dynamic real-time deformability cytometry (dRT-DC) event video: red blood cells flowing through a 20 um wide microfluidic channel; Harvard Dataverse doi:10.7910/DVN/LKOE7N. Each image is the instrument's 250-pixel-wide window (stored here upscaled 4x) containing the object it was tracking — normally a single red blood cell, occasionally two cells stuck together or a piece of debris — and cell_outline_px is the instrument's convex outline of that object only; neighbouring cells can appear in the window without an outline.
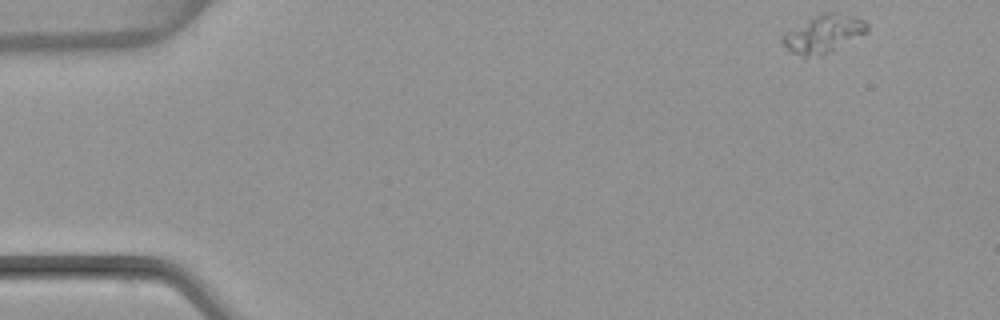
{"species": "common noctule bat (a hibernating species)", "species_latin": "Nyctalus noctula", "temperature_condition": "warm", "stored_images_in_passage": 49, "camera_frame_rate_fps": 3000, "um_per_image_px": 0.085, "animal": {"sex": "female", "body_mass_g": 22.7, "forearm_length_mm": 54.2}, "frame": {"image": 1, "passage_image": 1, "time_ms": 0.0, "image_size_px": [1000, 320], "cell_outline_px": [[868, 32], [836, 48], [824, 52], [808, 56], [804, 56], [788, 52], [780, 40], [784, 32], [820, 12], [836, 12], [856, 16], [864, 20], [868, 24]], "centroid_in_image_um": [69.97, 2.83], "position_along_channel_um": 15.0, "area_um2": 18.5}}
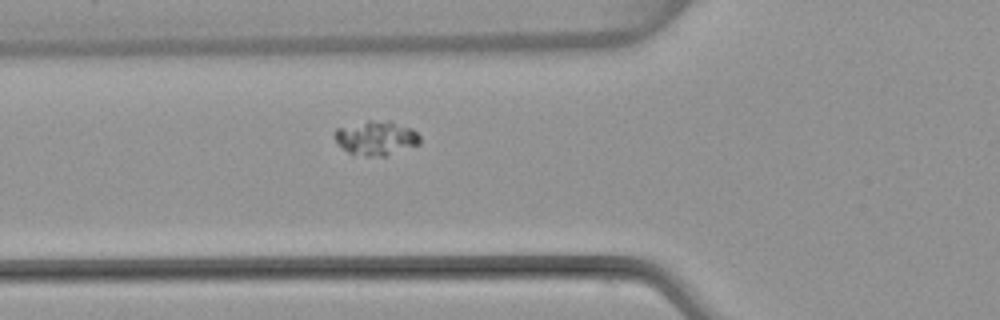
{"frame": {"image": 2, "passage_image": 16, "time_ms": 5.0, "image_size_px": [1000, 320], "cell_outline_px": [[420, 144], [384, 156], [352, 156], [336, 140], [336, 128], [368, 120], [388, 120], [412, 128], [420, 136]], "centroid_in_image_um": [31.99, 11.73], "position_along_channel_um": 93.8, "area_um2": 17.05}}
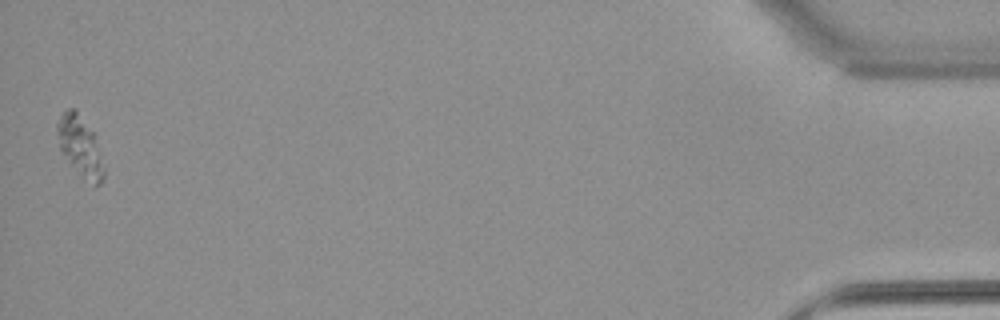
{"frame": {"image": 3, "passage_image": 49, "time_ms": 16.0, "image_size_px": [1000, 320], "cell_outline_px": [[104, 176], [100, 184], [96, 184], [72, 164], [60, 148], [56, 132], [56, 124], [60, 116], [68, 108], [76, 108], [92, 132], [104, 168]], "centroid_in_image_um": [6.77, 12.31], "position_along_channel_um": 428.4, "area_um2": 15.2}}